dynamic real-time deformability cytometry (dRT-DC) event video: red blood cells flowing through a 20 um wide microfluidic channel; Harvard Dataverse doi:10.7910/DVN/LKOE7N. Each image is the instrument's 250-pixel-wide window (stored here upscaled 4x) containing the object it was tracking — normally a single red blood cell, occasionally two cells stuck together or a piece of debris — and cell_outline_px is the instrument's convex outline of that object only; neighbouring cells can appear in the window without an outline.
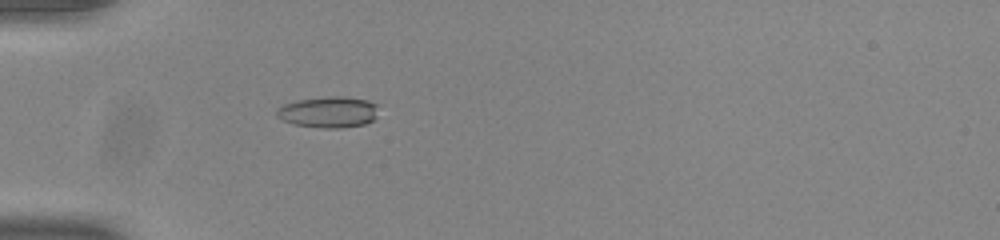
{"species": "common noctule bat (a hibernating species)", "species_latin": "Nyctalus noctula", "temperature_condition": "room temperature", "stored_images_in_passage": 42, "camera_frame_rate_fps": 3000, "um_per_image_px": 0.085, "animal": {"sex": "male", "body_mass_g": 20.0, "forearm_length_mm": 53.3}, "frame": {"image": 1, "passage_image": 6, "time_ms": 1.667, "image_size_px": [1000, 240], "cell_outline_px": [[376, 116], [372, 120], [364, 124], [340, 128], [324, 128], [292, 124], [276, 116], [276, 108], [284, 104], [296, 100], [328, 96], [344, 96], [368, 100], [376, 104]], "centroid_in_image_um": [27.89, 9.52], "position_along_channel_um": 57.1, "area_um2": 18.5}}
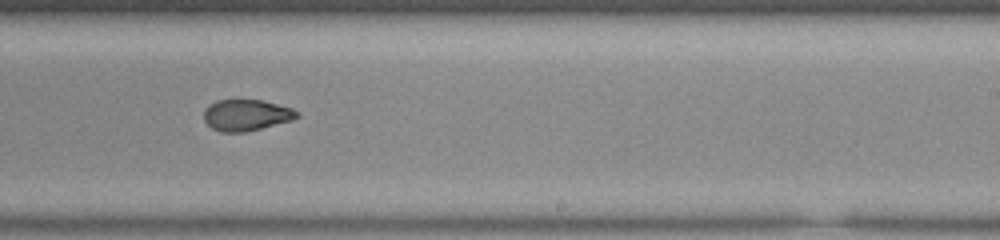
{"frame": {"image": 2, "passage_image": 23, "time_ms": 7.333, "image_size_px": [1000, 240], "cell_outline_px": [[300, 116], [292, 120], [248, 132], [220, 132], [212, 128], [204, 120], [204, 108], [208, 104], [216, 100], [264, 100], [292, 108], [300, 112]], "centroid_in_image_um": [20.94, 9.78], "position_along_channel_um": 268.1, "area_um2": 17.22}}
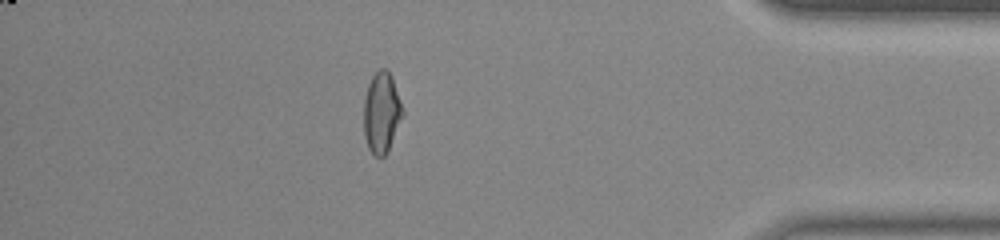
{"frame": {"image": 3, "passage_image": 36, "time_ms": 11.667, "image_size_px": [1000, 240], "cell_outline_px": [[404, 116], [388, 152], [384, 156], [376, 156], [368, 148], [364, 136], [364, 100], [368, 84], [372, 76], [380, 68], [384, 68], [392, 76], [404, 112]], "centroid_in_image_um": [32.45, 9.59], "position_along_channel_um": 402.8, "area_um2": 18.44}, "authors_computed_cell_mechanics": {"area_um2": 17.918, "velocity_mm_per_s": 3.8957, "shape_relaxation_time_tau1_ms": 8.7443, "shape_relaxation_time_tau2_ms": 1.8693, "deformation_change_tau1": 0.2066, "deformation_change_tau2": 0.0712}}